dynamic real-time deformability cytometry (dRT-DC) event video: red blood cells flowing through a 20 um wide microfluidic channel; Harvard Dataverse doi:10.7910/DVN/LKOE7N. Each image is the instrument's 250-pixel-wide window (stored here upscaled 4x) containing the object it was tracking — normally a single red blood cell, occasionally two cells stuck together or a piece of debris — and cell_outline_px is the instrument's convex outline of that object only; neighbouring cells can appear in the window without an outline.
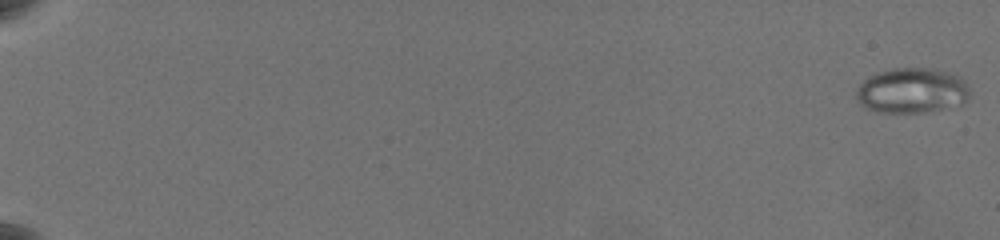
{"species": "common noctule bat (a hibernating species)", "species_latin": "Nyctalus noctula", "temperature_condition": "warm", "stored_images_in_passage": 63, "camera_frame_rate_fps": 3000, "um_per_image_px": 0.085, "animal": {"sex": "female", "body_mass_g": 19.5, "forearm_length_mm": 54.1}, "frame": {"image": 1, "passage_image": 1, "time_ms": 0.0, "image_size_px": [1000, 240], "cell_outline_px": [[968, 96], [964, 104], [924, 112], [876, 112], [860, 104], [856, 100], [856, 92], [860, 84], [868, 76], [876, 72], [892, 68], [936, 68], [956, 72], [964, 80], [968, 88]], "centroid_in_image_um": [77.52, 7.67], "position_along_channel_um": 7.5, "area_um2": 30.29}}
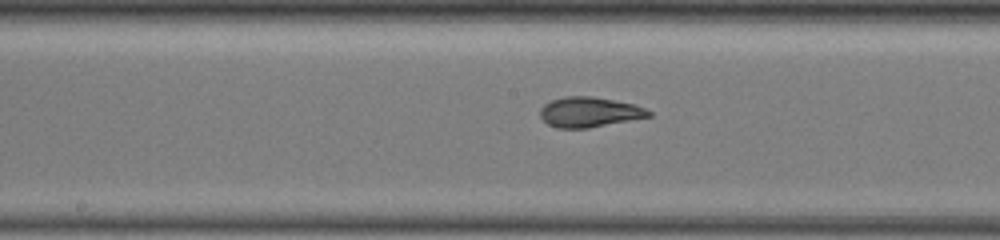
{"frame": {"image": 2, "passage_image": 37, "time_ms": 12.0, "image_size_px": [1000, 240], "cell_outline_px": [[652, 116], [588, 128], [556, 128], [548, 124], [540, 116], [540, 108], [544, 104], [552, 100], [564, 96], [592, 96], [632, 104], [644, 108], [652, 112]], "centroid_in_image_um": [50.06, 9.53], "position_along_channel_um": 198.1, "area_um2": 18.9}}
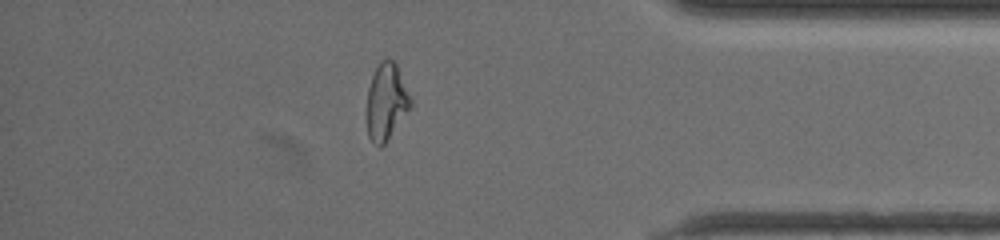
{"frame": {"image": 3, "passage_image": 56, "time_ms": 18.333, "image_size_px": [1000, 240], "cell_outline_px": [[412, 104], [384, 144], [380, 148], [368, 136], [368, 88], [372, 76], [380, 60], [392, 60], [396, 64], [412, 100]], "centroid_in_image_um": [32.84, 8.63], "position_along_channel_um": 402.4, "area_um2": 18.84}, "authors_computed_cell_mechanics": {"area_um2": 21.386, "velocity_mm_per_s": 3.5588, "shape_relaxation_time_tau1_ms": null, "shape_relaxation_time_tau2_ms": 1.1984, "deformation_change_tau1": null, "deformation_change_tau2": 0.0593}}